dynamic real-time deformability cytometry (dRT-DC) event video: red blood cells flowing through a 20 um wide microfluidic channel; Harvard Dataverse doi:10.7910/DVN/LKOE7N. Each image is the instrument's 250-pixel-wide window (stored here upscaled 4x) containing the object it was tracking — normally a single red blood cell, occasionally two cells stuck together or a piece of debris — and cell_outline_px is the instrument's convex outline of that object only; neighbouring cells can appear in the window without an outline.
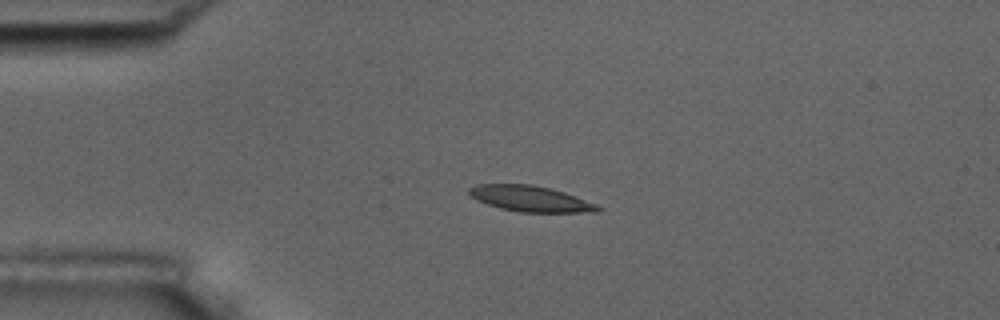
{"species": "common noctule bat (a hibernating species)", "species_latin": "Nyctalus noctula", "temperature_condition": "room temperature", "stored_images_in_passage": 5, "camera_frame_rate_fps": 3000, "um_per_image_px": 0.085, "animal": {"sex": "male", "body_mass_g": 17.5, "forearm_length_mm": 52.3}, "frame": {"image": 1, "passage_image": 3, "time_ms": 3.333, "image_size_px": [1000, 320], "cell_outline_px": [[604, 208], [600, 212], [520, 212], [500, 208], [476, 200], [468, 196], [468, 188], [476, 184], [532, 184], [564, 192], [596, 204]], "centroid_in_image_um": [45.06, 16.89], "position_along_channel_um": 39.9, "area_um2": 19.42}}